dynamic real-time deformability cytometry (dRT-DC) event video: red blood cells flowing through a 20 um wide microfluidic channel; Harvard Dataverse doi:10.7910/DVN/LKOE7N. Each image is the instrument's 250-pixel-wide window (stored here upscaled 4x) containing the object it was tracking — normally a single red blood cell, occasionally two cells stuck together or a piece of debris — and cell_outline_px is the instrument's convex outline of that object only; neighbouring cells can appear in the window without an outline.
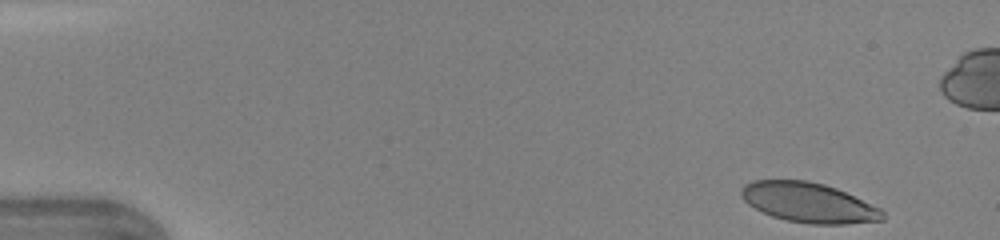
{"species": "human", "species_latin": "Homo sapiens", "temperature_condition": "warm", "stored_images_in_passage": 45, "camera_frame_rate_fps": 3000, "um_per_image_px": 0.085, "donor": {"sex": "female"}, "frame": {"image": 1, "passage_image": 1, "time_ms": 0.0, "image_size_px": [1000, 240], "cell_outline_px": [[884, 220], [848, 224], [812, 224], [788, 220], [772, 216], [748, 204], [740, 196], [740, 188], [744, 184], [752, 180], [808, 180], [824, 184], [836, 188], [880, 208], [884, 212]], "centroid_in_image_um": [68.72, 17.21], "position_along_channel_um": 16.3, "area_um2": 32.77}}
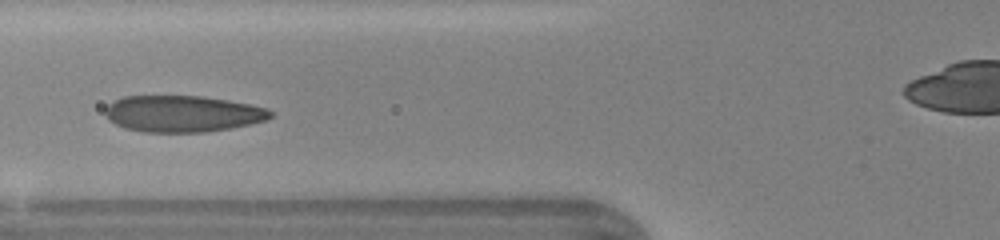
{"frame": {"image": 2, "passage_image": 16, "time_ms": 5.0, "image_size_px": [1000, 240], "cell_outline_px": [[272, 116], [264, 120], [248, 124], [228, 128], [204, 132], [144, 132], [124, 128], [108, 120], [104, 112], [104, 108], [112, 100], [124, 96], [204, 96], [228, 100], [268, 108], [272, 112]], "centroid_in_image_um": [15.45, 9.66], "position_along_channel_um": 110.3, "area_um2": 35.14}}
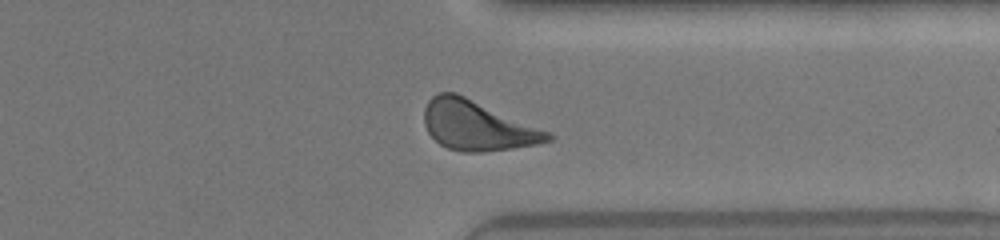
{"frame": {"image": 3, "passage_image": 34, "time_ms": 11.0, "image_size_px": [1000, 240], "cell_outline_px": [[556, 136], [552, 140], [536, 144], [512, 148], [484, 152], [464, 152], [448, 148], [440, 144], [428, 132], [424, 124], [424, 108], [428, 100], [432, 96], [440, 92], [456, 92], [552, 132]], "centroid_in_image_um": [40.59, 10.66], "position_along_channel_um": 370.8, "area_um2": 36.01}, "authors_computed_cell_mechanics": {"area_um2": 34.4488, "velocity_mm_per_s": 4.3369, "shape_relaxation_time_tau1_ms": 2.9888, "shape_relaxation_time_tau2_ms": null, "deformation_change_tau1": 0.1718, "deformation_change_tau2": null}}